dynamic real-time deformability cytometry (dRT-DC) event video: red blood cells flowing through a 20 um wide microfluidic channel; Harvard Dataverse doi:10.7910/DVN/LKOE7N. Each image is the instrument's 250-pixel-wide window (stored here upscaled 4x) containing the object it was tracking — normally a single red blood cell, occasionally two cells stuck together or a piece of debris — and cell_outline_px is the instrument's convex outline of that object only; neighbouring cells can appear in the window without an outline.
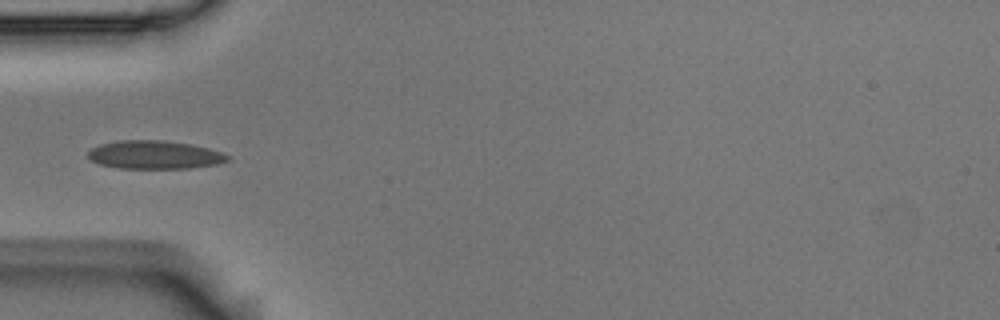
{"species": "Egyptian fruit bat (a non-hibernating species)", "species_latin": "Rousettus aegyptiacus", "temperature_condition": "room temperature", "stored_images_in_passage": 10, "camera_frame_rate_fps": 3000, "um_per_image_px": 0.085, "animal": {"sex": "male"}, "frame": {"image": 1, "passage_image": 5, "time_ms": 1.333, "image_size_px": [1000, 320], "cell_outline_px": [[232, 156], [228, 160], [216, 164], [188, 168], [120, 168], [100, 164], [88, 160], [88, 152], [92, 148], [100, 144], [116, 140], [164, 140], [192, 144], [208, 148]], "centroid_in_image_um": [13.12, 13.15], "position_along_channel_um": 71.9, "area_um2": 23.06}}
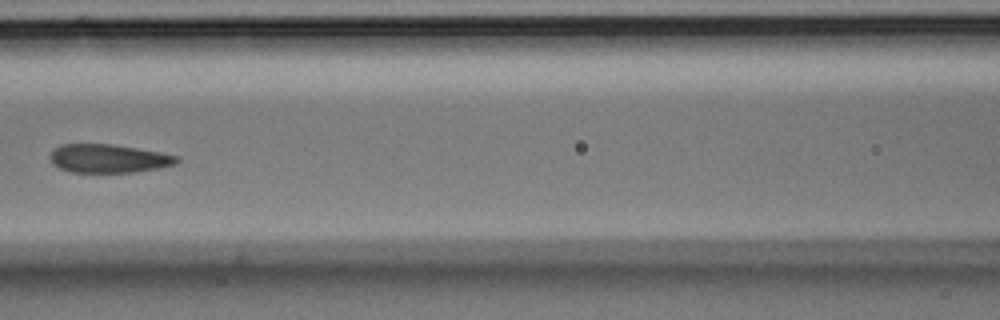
{"frame": {"image": 2, "passage_image": 7, "time_ms": 2.0, "image_size_px": [1000, 320], "cell_outline_px": [[180, 160], [176, 164], [160, 168], [132, 172], [72, 172], [60, 168], [52, 164], [52, 152], [60, 144], [112, 144], [160, 152], [180, 156]], "centroid_in_image_um": [9.28, 13.47], "position_along_channel_um": 157.3, "area_um2": 20.92}}
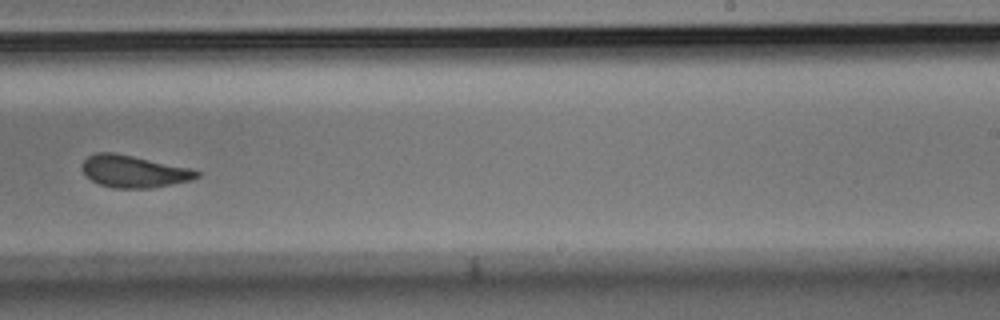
{"frame": {"image": 3, "passage_image": 10, "time_ms": 3.0, "image_size_px": [1000, 320], "cell_outline_px": [[200, 176], [192, 180], [152, 188], [112, 188], [100, 184], [92, 180], [84, 172], [84, 160], [88, 156], [96, 152], [116, 152], [188, 168], [200, 172]], "centroid_in_image_um": [11.39, 14.57], "position_along_channel_um": 277.6, "area_um2": 21.21}}